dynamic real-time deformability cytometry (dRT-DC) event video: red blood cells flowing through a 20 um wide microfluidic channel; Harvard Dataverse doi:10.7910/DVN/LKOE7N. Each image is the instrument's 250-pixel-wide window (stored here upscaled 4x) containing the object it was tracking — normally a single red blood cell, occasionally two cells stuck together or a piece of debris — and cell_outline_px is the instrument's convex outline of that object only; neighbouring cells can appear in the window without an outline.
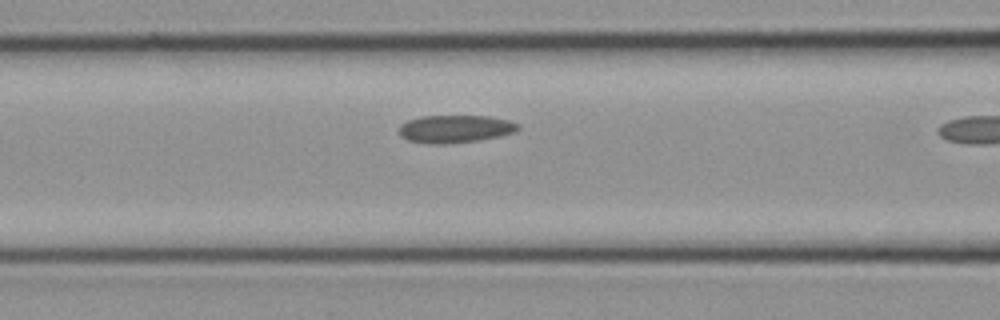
{"species": "common noctule bat (a hibernating species)", "species_latin": "Nyctalus noctula", "temperature_condition": "cold", "stored_images_in_passage": 4, "camera_frame_rate_fps": 3000, "um_per_image_px": 0.085, "animal": {"sex": "female", "body_mass_g": 21.9}, "frame": {"image": 1, "passage_image": 3, "time_ms": 0.667, "image_size_px": [1000, 320], "cell_outline_px": [[520, 128], [516, 132], [500, 136], [480, 140], [452, 144], [428, 144], [408, 140], [400, 136], [400, 124], [408, 120], [420, 116], [488, 116], [508, 120], [520, 124]], "centroid_in_image_um": [38.7, 10.96], "position_along_channel_um": 127.9, "area_um2": 19.48}}